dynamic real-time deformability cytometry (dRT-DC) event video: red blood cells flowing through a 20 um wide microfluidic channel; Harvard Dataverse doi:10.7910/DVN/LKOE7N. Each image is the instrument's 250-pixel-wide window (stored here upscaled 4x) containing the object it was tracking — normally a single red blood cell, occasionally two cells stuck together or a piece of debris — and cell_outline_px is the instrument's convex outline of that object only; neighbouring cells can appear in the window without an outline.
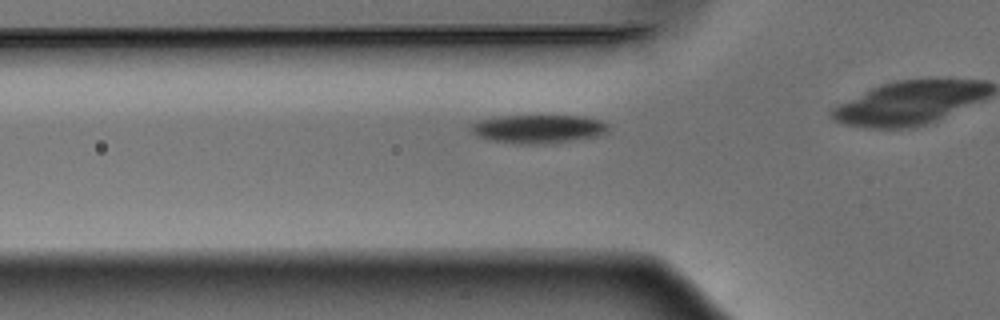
{"species": "Egyptian fruit bat (a non-hibernating species)", "species_latin": "Rousettus aegyptiacus", "temperature_condition": "warm", "stored_images_in_passage": 30, "camera_frame_rate_fps": 3000, "um_per_image_px": 0.085, "animal": {"sex": "male"}, "frame": {"image": 1, "passage_image": 6, "time_ms": 1.667, "image_size_px": [1000, 320], "cell_outline_px": [[608, 128], [600, 136], [544, 144], [520, 144], [488, 140], [476, 136], [468, 132], [468, 128], [472, 124], [480, 120], [500, 116], [584, 116], [600, 120], [608, 124]], "centroid_in_image_um": [45.69, 10.96], "position_along_channel_um": 80.1, "area_um2": 22.95}}
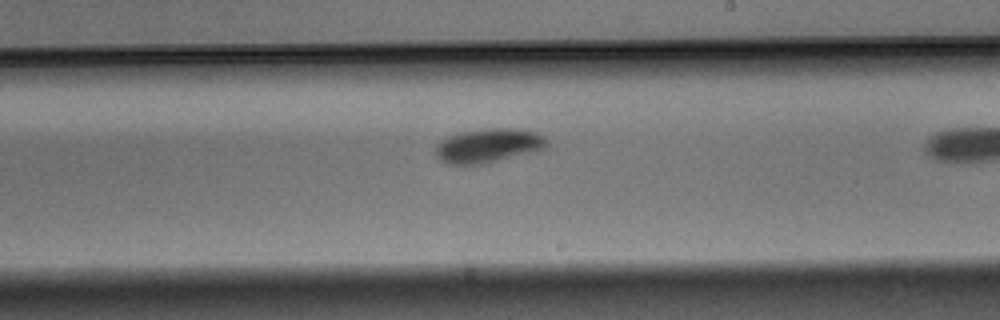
{"frame": {"image": 2, "passage_image": 19, "time_ms": 6.0, "image_size_px": [1000, 320], "cell_outline_px": [[548, 144], [544, 148], [536, 152], [484, 164], [448, 164], [440, 160], [436, 156], [436, 144], [440, 140], [448, 136], [460, 132], [488, 128], [516, 128], [536, 132], [544, 136], [548, 140]], "centroid_in_image_um": [41.53, 12.37], "position_along_channel_um": 247.5, "area_um2": 22.43}}
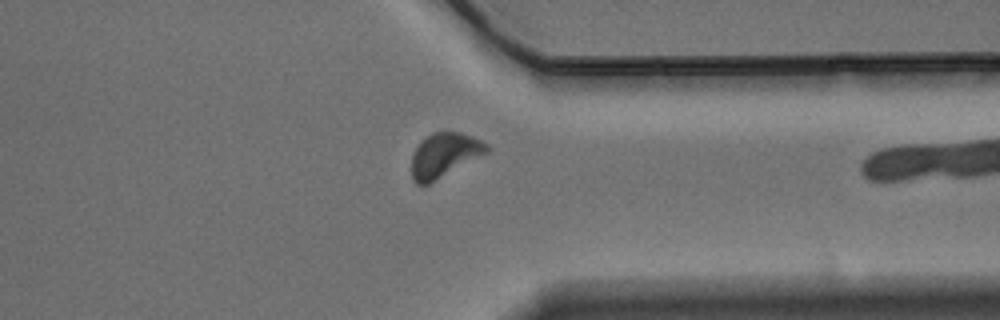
{"frame": {"image": 3, "passage_image": 29, "time_ms": 9.333, "image_size_px": [1000, 320], "cell_outline_px": [[492, 148], [488, 152], [428, 184], [416, 184], [412, 180], [412, 152], [432, 132], [460, 132], [472, 136], [488, 144]], "centroid_in_image_um": [37.78, 13.18], "position_along_channel_um": 373.6, "area_um2": 19.13}}